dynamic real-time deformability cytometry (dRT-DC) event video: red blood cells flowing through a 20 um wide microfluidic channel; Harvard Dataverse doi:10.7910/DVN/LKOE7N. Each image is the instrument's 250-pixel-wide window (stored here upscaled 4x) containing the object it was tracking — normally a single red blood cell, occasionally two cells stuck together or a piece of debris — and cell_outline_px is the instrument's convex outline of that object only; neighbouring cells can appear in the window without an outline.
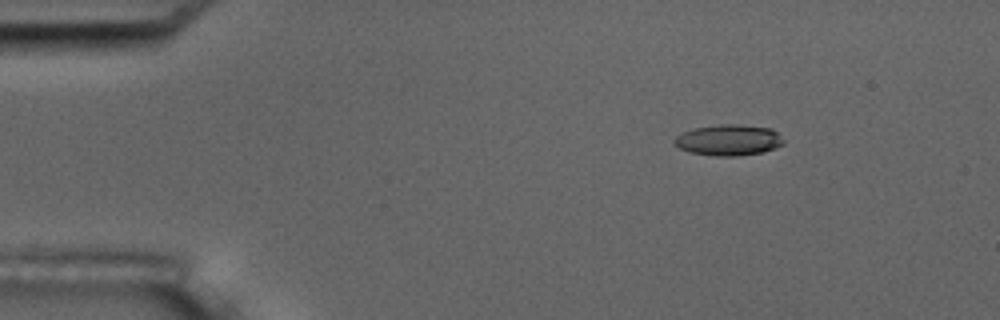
{"species": "common noctule bat (a hibernating species)", "species_latin": "Nyctalus noctula", "temperature_condition": "room temperature", "stored_images_in_passage": 6, "camera_frame_rate_fps": 3000, "um_per_image_px": 0.085, "animal": {"sex": "male", "body_mass_g": 17.5, "forearm_length_mm": 52.3}, "frame": {"image": 1, "passage_image": 2, "time_ms": 1.333, "image_size_px": [1000, 320], "cell_outline_px": [[784, 144], [776, 148], [764, 152], [736, 156], [716, 156], [688, 152], [680, 148], [672, 140], [676, 136], [684, 132], [696, 128], [720, 124], [736, 124], [772, 128], [784, 140]], "centroid_in_image_um": [61.96, 11.91], "position_along_channel_um": 23.0, "area_um2": 19.71}}
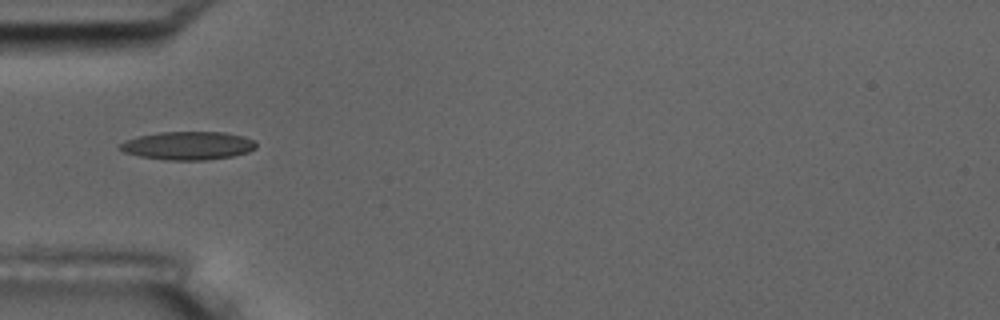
{"frame": {"image": 2, "passage_image": 5, "time_ms": 4.667, "image_size_px": [1000, 320], "cell_outline_px": [[256, 148], [248, 152], [232, 156], [204, 160], [164, 160], [140, 156], [124, 152], [120, 148], [120, 144], [124, 140], [136, 136], [160, 132], [224, 132], [244, 136], [252, 140], [256, 144]], "centroid_in_image_um": [15.96, 12.37], "position_along_channel_um": 69.0, "area_um2": 22.43}}